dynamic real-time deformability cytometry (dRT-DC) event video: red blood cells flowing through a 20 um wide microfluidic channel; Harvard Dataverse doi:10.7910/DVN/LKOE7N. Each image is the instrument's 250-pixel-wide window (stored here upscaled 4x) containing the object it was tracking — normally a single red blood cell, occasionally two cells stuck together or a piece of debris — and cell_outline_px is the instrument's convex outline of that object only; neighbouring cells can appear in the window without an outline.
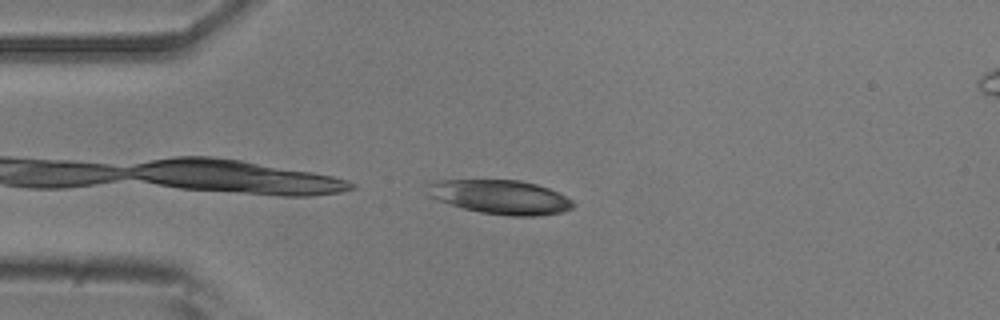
{"species": "common noctule bat (a hibernating species)", "species_latin": "Nyctalus noctula", "temperature_condition": "room temperature", "stored_images_in_passage": 41, "camera_frame_rate_fps": 3000, "um_per_image_px": 0.085, "animal": {"sex": "male", "body_mass_g": 20.5, "forearm_length_mm": 52.5}, "frame": {"image": 1, "passage_image": 1, "time_ms": 0.0, "image_size_px": [1000, 320], "cell_outline_px": [[576, 204], [572, 208], [564, 212], [536, 216], [512, 216], [480, 212], [464, 208], [428, 196], [424, 184], [440, 180], [520, 180], [536, 184], [548, 188], [572, 200]], "centroid_in_image_um": [42.53, 16.74], "position_along_channel_um": 42.5, "area_um2": 28.9}}